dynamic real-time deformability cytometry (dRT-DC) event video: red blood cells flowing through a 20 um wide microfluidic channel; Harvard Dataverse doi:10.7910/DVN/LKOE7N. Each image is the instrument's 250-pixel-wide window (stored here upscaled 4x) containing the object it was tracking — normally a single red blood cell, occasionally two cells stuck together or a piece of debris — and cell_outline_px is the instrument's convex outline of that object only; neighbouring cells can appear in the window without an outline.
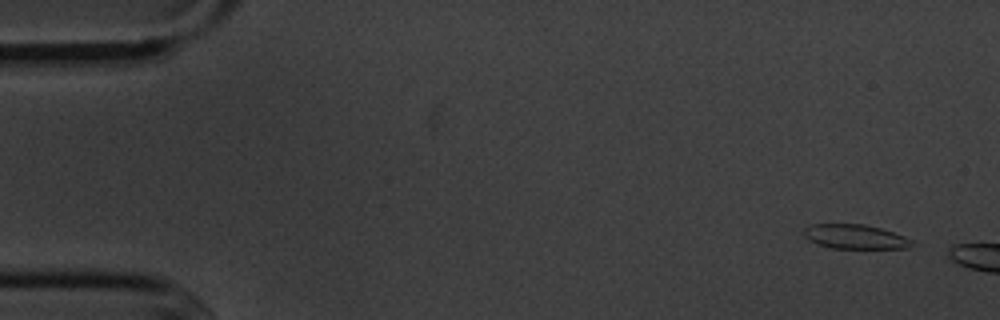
{"species": "common noctule bat (a hibernating species)", "species_latin": "Nyctalus noctula", "temperature_condition": "cold", "stored_images_in_passage": 5, "camera_frame_rate_fps": 3000, "um_per_image_px": 0.085, "animal": {"sex": "male", "body_mass_g": 20.1, "forearm_length_mm": 53.5}, "frame": {"image": 1, "passage_image": 2, "time_ms": 1.0, "image_size_px": [1000, 320], "cell_outline_px": [[912, 244], [908, 248], [832, 248], [808, 240], [804, 236], [804, 228], [808, 224], [864, 224], [880, 228], [904, 236], [912, 240]], "centroid_in_image_um": [72.65, 20.11], "position_along_channel_um": 12.4, "area_um2": 15.2}}